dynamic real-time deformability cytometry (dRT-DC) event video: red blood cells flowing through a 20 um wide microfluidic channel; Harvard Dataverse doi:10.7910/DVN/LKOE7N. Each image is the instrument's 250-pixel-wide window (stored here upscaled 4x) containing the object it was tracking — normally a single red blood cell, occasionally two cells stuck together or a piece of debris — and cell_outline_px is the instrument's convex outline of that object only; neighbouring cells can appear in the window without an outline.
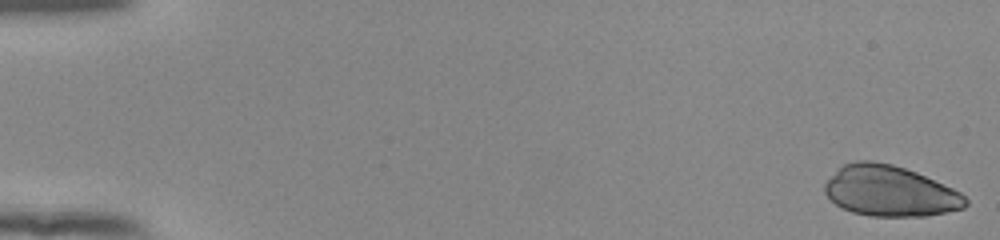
{"species": "human", "species_latin": "Homo sapiens", "temperature_condition": "room temperature", "stored_images_in_passage": 53, "camera_frame_rate_fps": 3000, "um_per_image_px": 0.085, "donor": {"sex": "female"}, "frame": {"image": 1, "passage_image": 1, "time_ms": 0.0, "image_size_px": [1000, 240], "cell_outline_px": [[968, 204], [964, 208], [924, 216], [872, 216], [852, 212], [840, 208], [824, 192], [824, 184], [844, 164], [856, 160], [872, 160], [892, 164], [916, 172], [952, 188], [960, 192], [968, 200]], "centroid_in_image_um": [75.64, 16.24], "position_along_channel_um": 9.4, "area_um2": 41.27}}
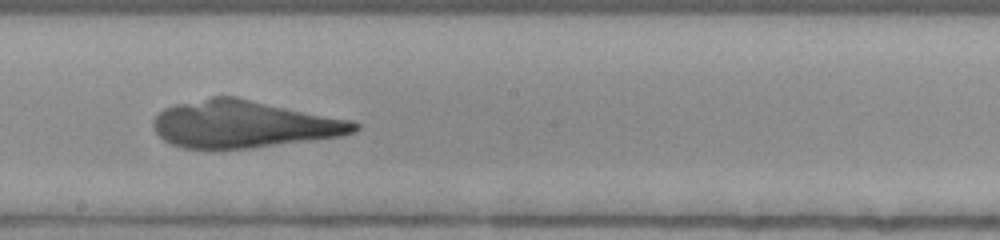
{"frame": {"image": 2, "passage_image": 31, "time_ms": 10.0, "image_size_px": [1000, 240], "cell_outline_px": [[360, 128], [356, 132], [340, 136], [252, 148], [184, 148], [172, 144], [164, 140], [156, 132], [152, 124], [152, 120], [164, 108], [176, 104], [212, 96], [236, 96], [352, 120], [360, 124]], "centroid_in_image_um": [20.73, 10.54], "position_along_channel_um": 227.5, "area_um2": 55.37}}
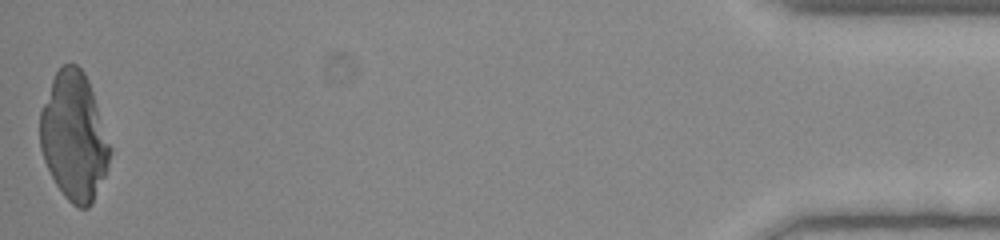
{"frame": {"image": 3, "passage_image": 53, "time_ms": 17.333, "image_size_px": [1000, 240], "cell_outline_px": [[112, 148], [108, 164], [104, 176], [92, 204], [88, 208], [80, 208], [72, 204], [64, 196], [56, 184], [44, 160], [40, 148], [40, 112], [52, 80], [56, 72], [64, 64], [76, 64], [84, 72], [88, 80]], "centroid_in_image_um": [6.29, 11.62], "position_along_channel_um": 428.9, "area_um2": 51.79}}